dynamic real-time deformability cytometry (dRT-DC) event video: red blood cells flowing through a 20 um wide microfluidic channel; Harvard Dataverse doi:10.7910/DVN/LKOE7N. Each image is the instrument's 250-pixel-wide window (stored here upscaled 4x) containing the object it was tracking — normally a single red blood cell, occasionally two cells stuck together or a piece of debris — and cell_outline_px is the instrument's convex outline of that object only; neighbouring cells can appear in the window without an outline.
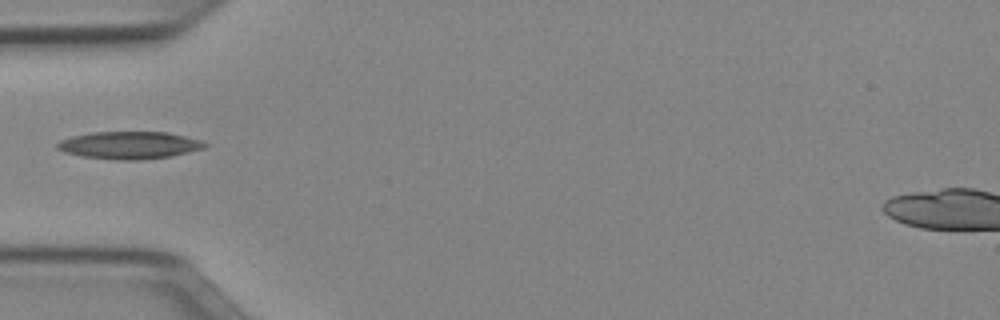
{"species": "Egyptian fruit bat (a non-hibernating species)", "species_latin": "Rousettus aegyptiacus", "temperature_condition": "cold", "stored_images_in_passage": 6, "camera_frame_rate_fps": 3000, "um_per_image_px": 0.085, "animal": {"sex": "female"}, "frame": {"image": 1, "passage_image": 1, "time_ms": 0.0, "image_size_px": [1000, 320], "cell_outline_px": [[208, 144], [204, 148], [188, 152], [168, 156], [140, 160], [120, 160], [80, 156], [64, 152], [56, 148], [56, 144], [60, 140], [72, 136], [92, 132], [168, 132], [200, 140]], "centroid_in_image_um": [10.96, 12.34], "position_along_channel_um": 74.0, "area_um2": 23.47}}
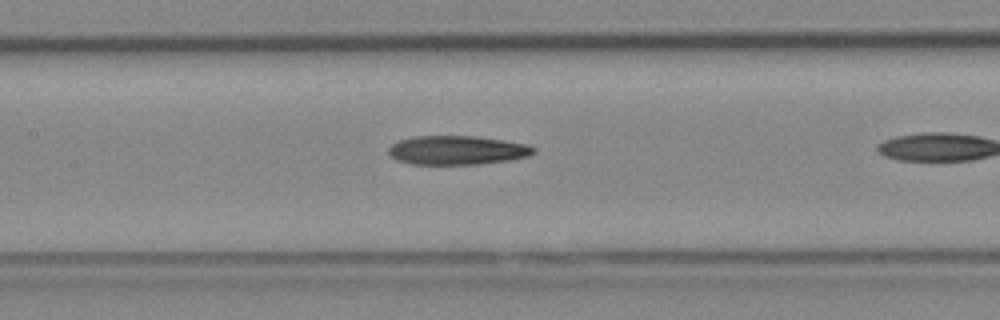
{"frame": {"image": 2, "passage_image": 5, "time_ms": 1.333, "image_size_px": [1000, 320], "cell_outline_px": [[536, 152], [528, 156], [508, 160], [480, 164], [408, 164], [396, 160], [388, 152], [388, 148], [392, 144], [400, 140], [416, 136], [476, 136], [504, 140], [528, 144], [536, 148]], "centroid_in_image_um": [38.87, 12.77], "position_along_channel_um": 168.5, "area_um2": 24.57}}